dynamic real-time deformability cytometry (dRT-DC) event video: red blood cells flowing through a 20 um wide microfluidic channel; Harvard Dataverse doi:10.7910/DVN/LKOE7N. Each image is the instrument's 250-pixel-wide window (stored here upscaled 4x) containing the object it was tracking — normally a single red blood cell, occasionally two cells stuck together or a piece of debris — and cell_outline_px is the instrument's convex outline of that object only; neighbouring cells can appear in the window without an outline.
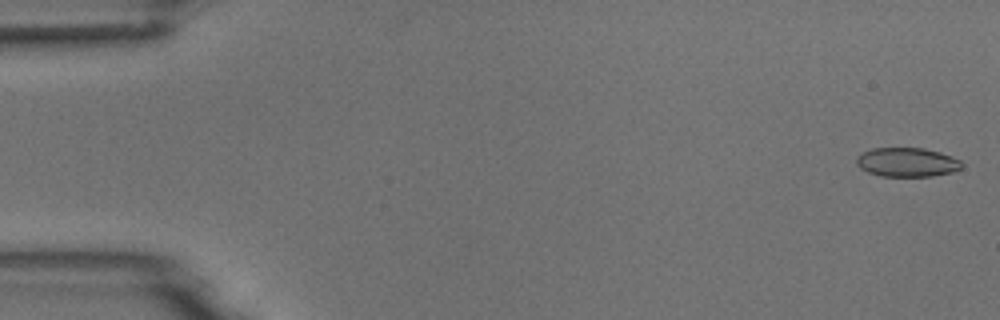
{"species": "common noctule bat (a hibernating species)", "species_latin": "Nyctalus noctula", "temperature_condition": "room temperature", "stored_images_in_passage": 55, "camera_frame_rate_fps": 3000, "um_per_image_px": 0.085, "animal": {"sex": "male", "body_mass_g": 18.8}, "frame": {"image": 1, "passage_image": 2, "time_ms": 0.333, "image_size_px": [1000, 320], "cell_outline_px": [[964, 164], [960, 168], [952, 172], [932, 176], [880, 176], [868, 172], [860, 168], [856, 164], [856, 156], [872, 148], [924, 148], [940, 152], [960, 160]], "centroid_in_image_um": [77.08, 13.79], "position_along_channel_um": 7.9, "area_um2": 17.86}}
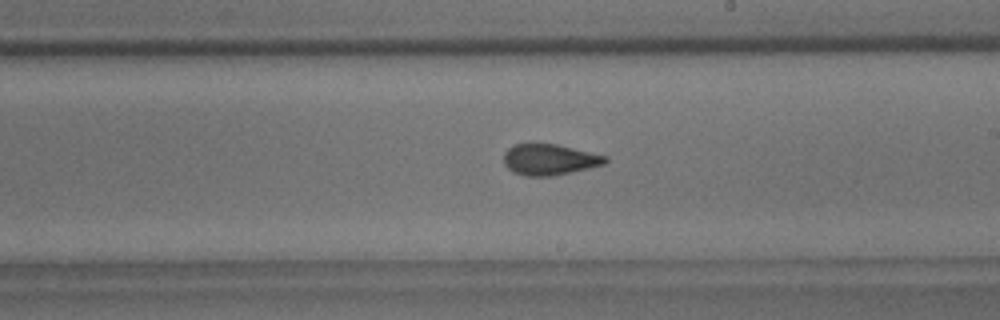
{"frame": {"image": 2, "passage_image": 32, "time_ms": 10.333, "image_size_px": [1000, 320], "cell_outline_px": [[608, 160], [604, 164], [552, 176], [524, 176], [512, 172], [504, 164], [504, 152], [512, 144], [556, 144], [608, 156]], "centroid_in_image_um": [46.67, 13.56], "position_along_channel_um": 242.3, "area_um2": 18.26}}
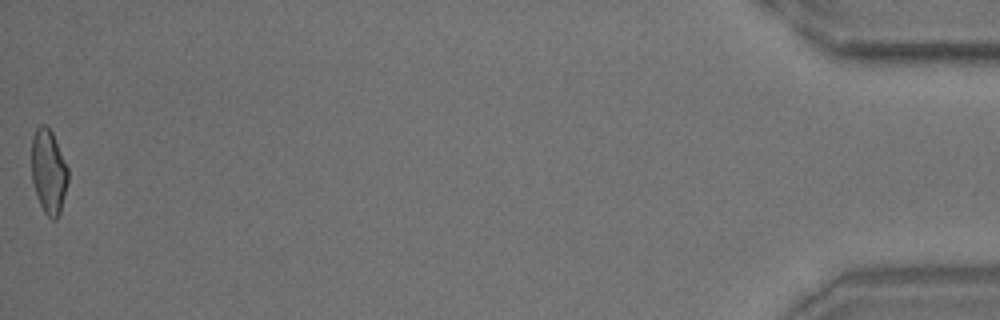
{"frame": {"image": 3, "passage_image": 55, "time_ms": 18.0, "image_size_px": [1000, 320], "cell_outline_px": [[68, 180], [60, 212], [56, 220], [52, 220], [44, 212], [36, 196], [32, 180], [32, 136], [36, 128], [40, 124], [44, 124], [52, 132], [68, 168]], "centroid_in_image_um": [4.12, 14.59], "position_along_channel_um": 431.1, "area_um2": 17.86}, "authors_computed_cell_mechanics": {"area_um2": 18.3804, "velocity_mm_per_s": 3.735, "shape_relaxation_time_tau1_ms": 7.4739, "shape_relaxation_time_tau2_ms": 1.5658, "deformation_change_tau1": 0.1672, "deformation_change_tau2": 0.0816}}